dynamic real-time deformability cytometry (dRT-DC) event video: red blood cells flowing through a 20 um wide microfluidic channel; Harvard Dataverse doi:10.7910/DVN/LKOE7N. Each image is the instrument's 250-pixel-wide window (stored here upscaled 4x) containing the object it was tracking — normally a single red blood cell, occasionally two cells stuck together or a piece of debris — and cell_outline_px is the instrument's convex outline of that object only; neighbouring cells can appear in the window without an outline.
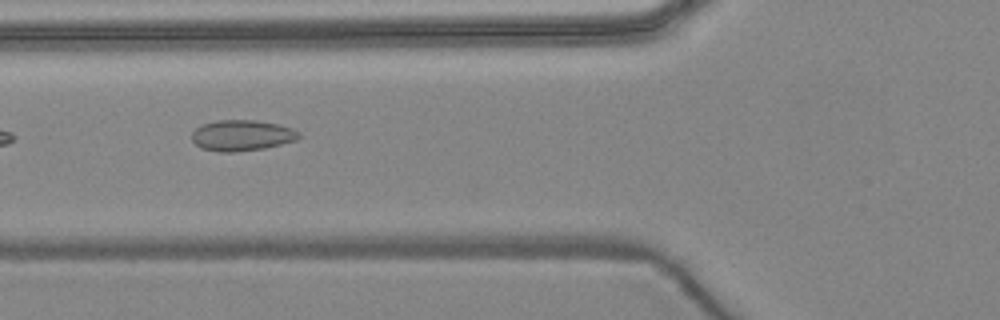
{"species": "common noctule bat (a hibernating species)", "species_latin": "Nyctalus noctula", "temperature_condition": "warm", "stored_images_in_passage": 5, "camera_frame_rate_fps": 3000, "um_per_image_px": 0.085, "animal": {"sex": "female", "body_mass_g": 24.6, "forearm_length_mm": 56.2}, "frame": {"image": 1, "passage_image": 3, "time_ms": 2.333, "image_size_px": [1000, 320], "cell_outline_px": [[300, 136], [296, 140], [264, 148], [236, 152], [220, 152], [200, 148], [192, 140], [192, 132], [196, 128], [204, 124], [216, 120], [256, 120], [276, 124], [292, 128], [300, 132]], "centroid_in_image_um": [20.54, 11.51], "position_along_channel_um": 105.3, "area_um2": 19.19}}
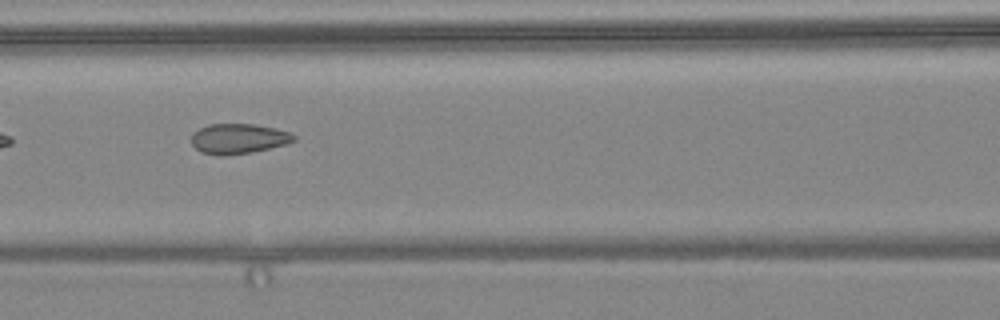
{"frame": {"image": 2, "passage_image": 4, "time_ms": 3.333, "image_size_px": [1000, 320], "cell_outline_px": [[296, 140], [288, 144], [252, 152], [224, 156], [220, 156], [200, 152], [192, 144], [192, 132], [208, 124], [256, 124], [276, 128], [288, 132], [296, 136]], "centroid_in_image_um": [20.28, 11.79], "position_along_channel_um": 146.3, "area_um2": 18.15}}
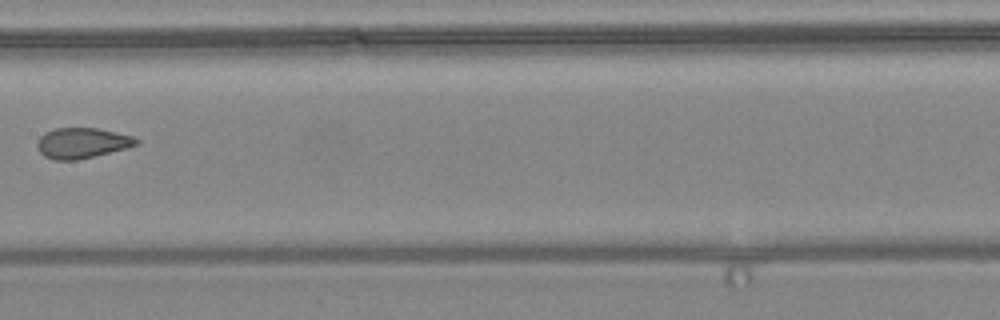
{"frame": {"image": 3, "passage_image": 5, "time_ms": 4.667, "image_size_px": [1000, 320], "cell_outline_px": [[140, 144], [128, 148], [76, 160], [56, 160], [44, 156], [40, 152], [36, 144], [40, 136], [56, 128], [96, 128], [116, 132], [132, 136], [140, 140]], "centroid_in_image_um": [7.01, 12.16], "position_along_channel_um": 200.4, "area_um2": 17.51}}